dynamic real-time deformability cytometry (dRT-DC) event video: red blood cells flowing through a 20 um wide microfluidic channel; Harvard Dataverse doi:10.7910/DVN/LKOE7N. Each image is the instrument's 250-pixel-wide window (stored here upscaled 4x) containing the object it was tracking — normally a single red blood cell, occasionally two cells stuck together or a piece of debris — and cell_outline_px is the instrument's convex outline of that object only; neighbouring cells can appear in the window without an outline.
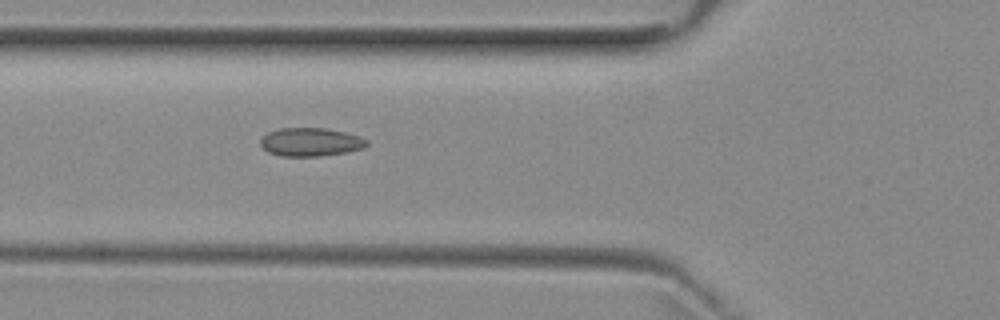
{"species": "common noctule bat (a hibernating species)", "species_latin": "Nyctalus noctula", "temperature_condition": "room temperature", "stored_images_in_passage": 6, "camera_frame_rate_fps": 3000, "um_per_image_px": 0.085, "animal": {"sex": "female", "body_mass_g": 29.2, "forearm_length_mm": 56.3}, "frame": {"image": 1, "passage_image": 6, "time_ms": 5.667, "image_size_px": [1000, 320], "cell_outline_px": [[368, 144], [364, 148], [348, 152], [320, 156], [280, 156], [268, 152], [260, 144], [260, 140], [268, 132], [280, 128], [328, 128], [360, 136], [368, 140]], "centroid_in_image_um": [26.43, 12.07], "position_along_channel_um": 99.4, "area_um2": 17.69}}